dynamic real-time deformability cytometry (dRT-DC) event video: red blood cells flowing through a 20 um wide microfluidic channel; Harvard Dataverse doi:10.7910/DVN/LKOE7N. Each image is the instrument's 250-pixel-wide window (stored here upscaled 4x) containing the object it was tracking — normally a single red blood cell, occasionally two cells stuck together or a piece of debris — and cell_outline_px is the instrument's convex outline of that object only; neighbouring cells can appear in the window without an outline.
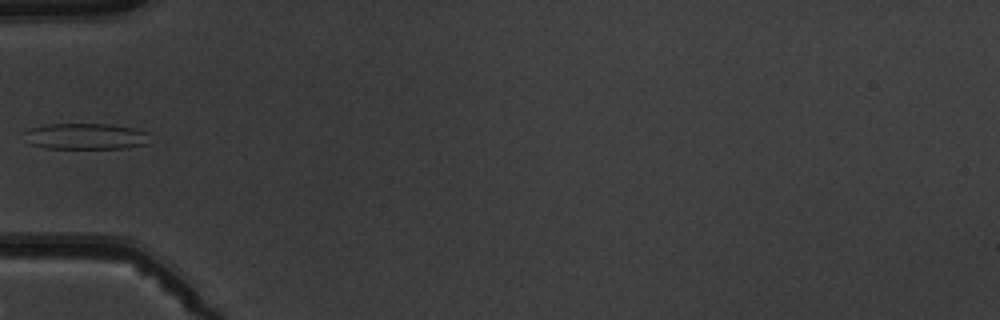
{"species": "common noctule bat (a hibernating species)", "species_latin": "Nyctalus noctula", "temperature_condition": "warm", "stored_images_in_passage": 6, "camera_frame_rate_fps": 3000, "um_per_image_px": 0.085, "animal": {"sex": "male", "body_mass_g": 19.5, "forearm_length_mm": 54.6}, "frame": {"image": 1, "passage_image": 5, "time_ms": 4.667, "image_size_px": [1000, 320], "cell_outline_px": [[148, 144], [124, 148], [44, 148], [28, 144], [24, 132], [32, 128], [48, 124], [108, 124], [132, 128], [148, 132]], "centroid_in_image_um": [7.27, 11.59], "position_along_channel_um": 77.7, "area_um2": 19.02}}
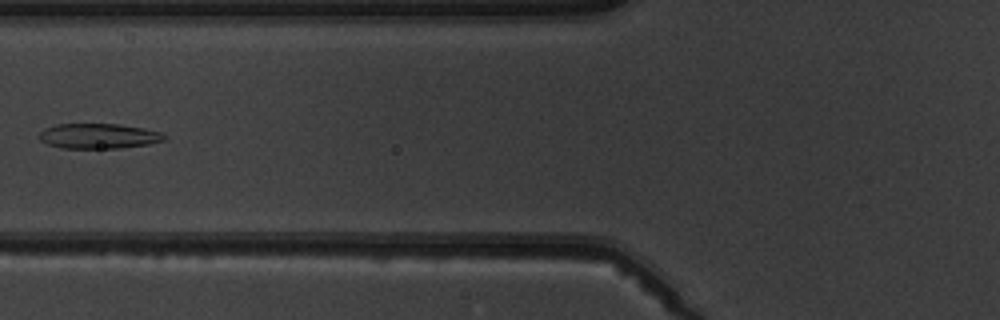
{"frame": {"image": 2, "passage_image": 6, "time_ms": 5.667, "image_size_px": [1000, 320], "cell_outline_px": [[168, 136], [164, 140], [148, 144], [120, 148], [64, 148], [48, 144], [40, 140], [40, 132], [44, 128], [56, 124], [120, 124], [144, 128], [160, 132]], "centroid_in_image_um": [8.4, 11.56], "position_along_channel_um": 117.4, "area_um2": 18.26}}